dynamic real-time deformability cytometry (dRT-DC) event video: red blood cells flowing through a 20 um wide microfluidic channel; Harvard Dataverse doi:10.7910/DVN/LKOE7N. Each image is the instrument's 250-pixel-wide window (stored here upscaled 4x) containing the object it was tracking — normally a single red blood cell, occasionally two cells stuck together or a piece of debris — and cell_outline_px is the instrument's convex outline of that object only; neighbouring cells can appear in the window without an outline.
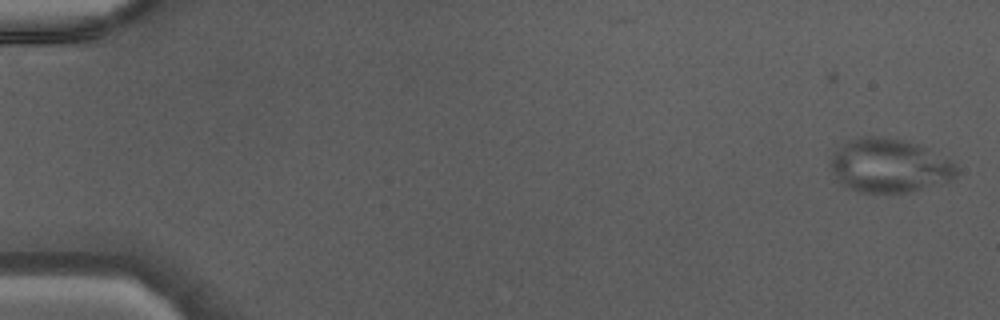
{"species": "Egyptian fruit bat (a non-hibernating species)", "species_latin": "Rousettus aegyptiacus", "temperature_condition": "warm", "stored_images_in_passage": 15, "camera_frame_rate_fps": 3000, "um_per_image_px": 0.085, "animal": {"sex": "male"}, "frame": {"image": 1, "passage_image": 1, "time_ms": 0.0, "image_size_px": [1000, 320], "cell_outline_px": [[956, 176], [944, 184], [908, 192], [860, 192], [848, 188], [840, 184], [828, 164], [832, 156], [840, 144], [844, 140], [864, 136], [880, 136], [904, 140], [916, 144], [952, 160], [956, 168]], "centroid_in_image_um": [75.55, 14.07], "position_along_channel_um": 9.4, "area_um2": 39.82}}